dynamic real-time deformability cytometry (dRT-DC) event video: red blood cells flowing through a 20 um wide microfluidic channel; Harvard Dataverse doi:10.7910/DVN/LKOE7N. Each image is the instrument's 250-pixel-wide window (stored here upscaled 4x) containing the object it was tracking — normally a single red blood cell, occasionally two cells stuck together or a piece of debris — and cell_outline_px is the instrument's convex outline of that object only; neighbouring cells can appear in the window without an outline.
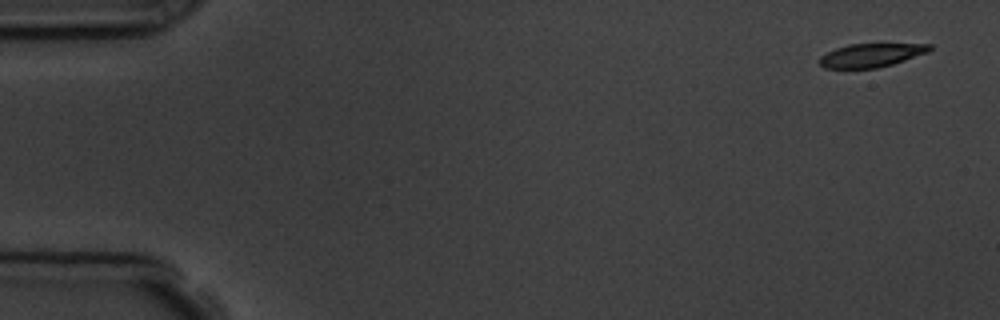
{"species": "common noctule bat (a hibernating species)", "species_latin": "Nyctalus noctula", "temperature_condition": "room temperature", "stored_images_in_passage": 5, "camera_frame_rate_fps": 3000, "um_per_image_px": 0.085, "animal": {"sex": "male", "body_mass_g": 19.5, "forearm_length_mm": 54.6}, "frame": {"image": 1, "passage_image": 1, "time_ms": 0.0, "image_size_px": [1000, 320], "cell_outline_px": [[932, 48], [928, 52], [892, 64], [876, 68], [824, 68], [820, 64], [820, 56], [836, 48], [848, 44], [932, 44]], "centroid_in_image_um": [74.04, 4.69], "position_along_channel_um": 11.0, "area_um2": 14.91}}
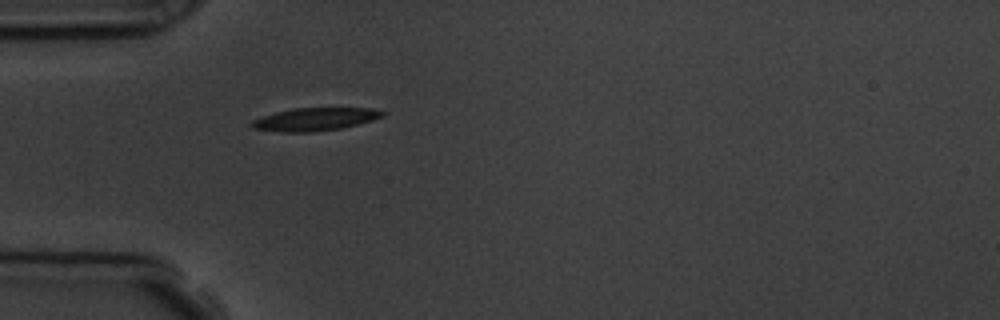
{"frame": {"image": 2, "passage_image": 5, "time_ms": 4.667, "image_size_px": [1000, 320], "cell_outline_px": [[388, 112], [384, 116], [372, 120], [340, 128], [312, 132], [284, 132], [252, 128], [248, 124], [252, 120], [276, 112], [292, 108], [372, 108]], "centroid_in_image_um": [26.77, 10.13], "position_along_channel_um": 58.2, "area_um2": 17.4}}